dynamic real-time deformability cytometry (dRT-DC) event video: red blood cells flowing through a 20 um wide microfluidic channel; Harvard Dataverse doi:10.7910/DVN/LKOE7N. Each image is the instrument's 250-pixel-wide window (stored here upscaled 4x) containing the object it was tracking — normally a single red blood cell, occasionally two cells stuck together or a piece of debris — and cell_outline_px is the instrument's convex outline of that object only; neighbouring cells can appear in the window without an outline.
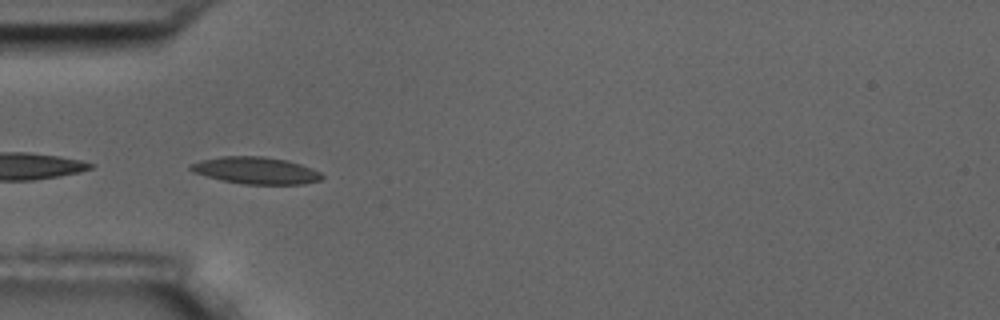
{"species": "common noctule bat (a hibernating species)", "species_latin": "Nyctalus noctula", "temperature_condition": "room temperature", "stored_images_in_passage": 9, "camera_frame_rate_fps": 3000, "um_per_image_px": 0.085, "animal": {"sex": "male", "body_mass_g": 17.5, "forearm_length_mm": 52.3}, "frame": {"image": 1, "passage_image": 3, "time_ms": 2.333, "image_size_px": [1000, 320], "cell_outline_px": [[324, 176], [320, 180], [304, 184], [244, 184], [220, 180], [192, 172], [188, 168], [192, 164], [200, 160], [220, 156], [264, 156], [288, 160], [312, 168], [320, 172]], "centroid_in_image_um": [21.74, 14.48], "position_along_channel_um": 63.3, "area_um2": 20.75}}
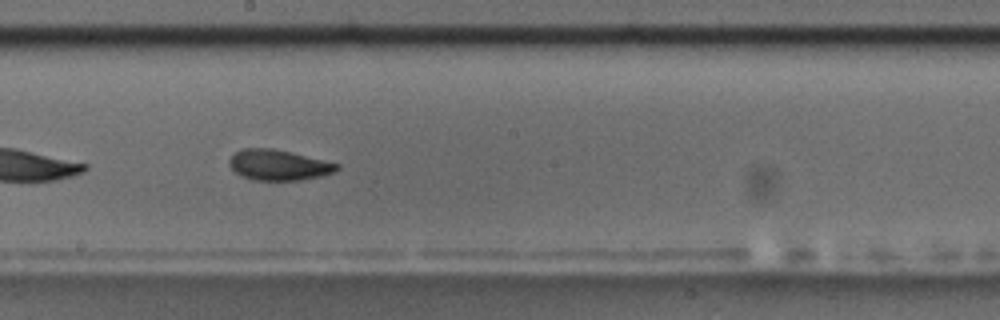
{"frame": {"image": 2, "passage_image": 7, "time_ms": 7.0, "image_size_px": [1000, 320], "cell_outline_px": [[340, 168], [336, 172], [320, 176], [300, 180], [256, 180], [240, 176], [228, 164], [228, 160], [236, 152], [244, 148], [272, 148], [292, 152], [340, 164]], "centroid_in_image_um": [23.7, 14.02], "position_along_channel_um": 224.5, "area_um2": 19.19}}
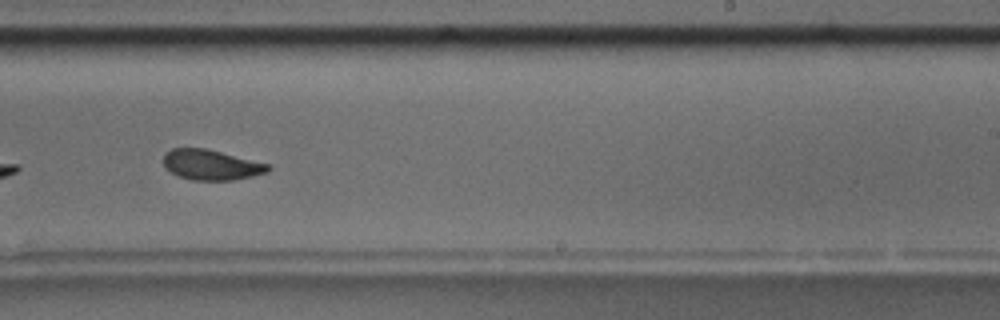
{"frame": {"image": 3, "passage_image": 8, "time_ms": 8.333, "image_size_px": [1000, 320], "cell_outline_px": [[272, 168], [268, 172], [252, 176], [232, 180], [192, 180], [180, 176], [164, 168], [164, 152], [172, 148], [204, 148], [272, 164]], "centroid_in_image_um": [17.98, 14.0], "position_along_channel_um": 271.0, "area_um2": 18.55}}